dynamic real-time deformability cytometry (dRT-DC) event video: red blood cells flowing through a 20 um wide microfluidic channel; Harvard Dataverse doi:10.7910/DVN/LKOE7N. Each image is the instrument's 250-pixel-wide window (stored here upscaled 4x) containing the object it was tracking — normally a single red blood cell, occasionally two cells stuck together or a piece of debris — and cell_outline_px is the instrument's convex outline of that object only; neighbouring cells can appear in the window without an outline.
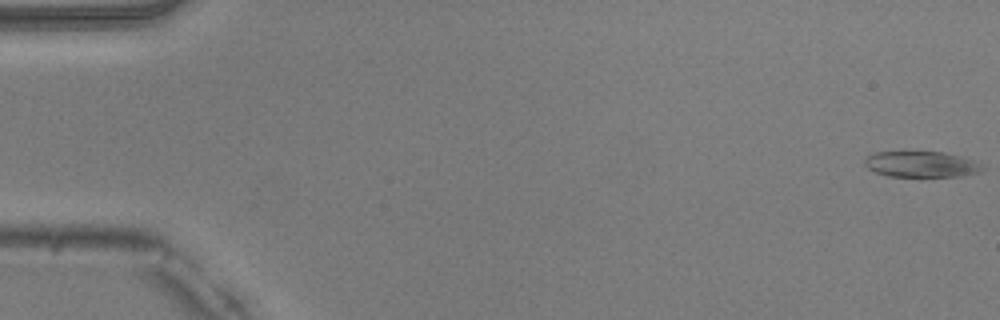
{"species": "common noctule bat (a hibernating species)", "species_latin": "Nyctalus noctula", "temperature_condition": "warm", "stored_images_in_passage": 51, "camera_frame_rate_fps": 3000, "um_per_image_px": 0.085, "animal": {"sex": "male", "body_mass_g": 20.5, "forearm_length_mm": 52.5}, "frame": {"image": 1, "passage_image": 1, "time_ms": 0.0, "image_size_px": [1000, 320], "cell_outline_px": [[984, 168], [980, 172], [960, 176], [888, 176], [876, 172], [868, 168], [864, 164], [864, 160], [872, 152], [944, 152], [960, 156], [984, 164]], "centroid_in_image_um": [78.32, 13.96], "position_along_channel_um": 6.7, "area_um2": 17.69}}
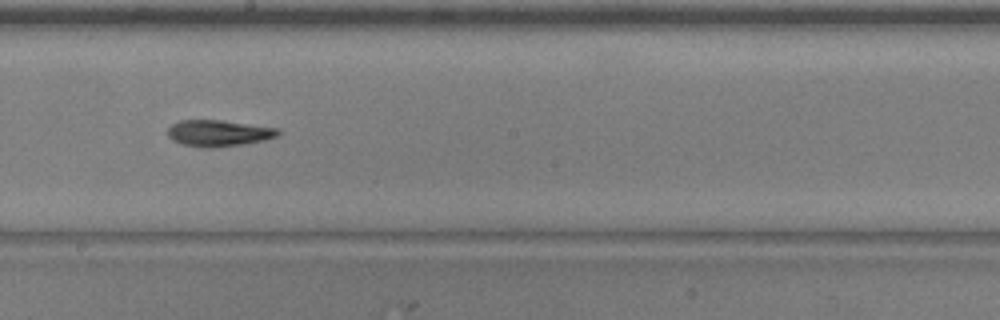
{"frame": {"image": 2, "passage_image": 29, "time_ms": 9.333, "image_size_px": [1000, 320], "cell_outline_px": [[280, 136], [264, 140], [244, 144], [212, 148], [200, 148], [184, 144], [172, 140], [168, 136], [168, 128], [172, 124], [180, 120], [220, 120], [280, 128]], "centroid_in_image_um": [18.61, 11.32], "position_along_channel_um": 229.6, "area_um2": 17.11}}
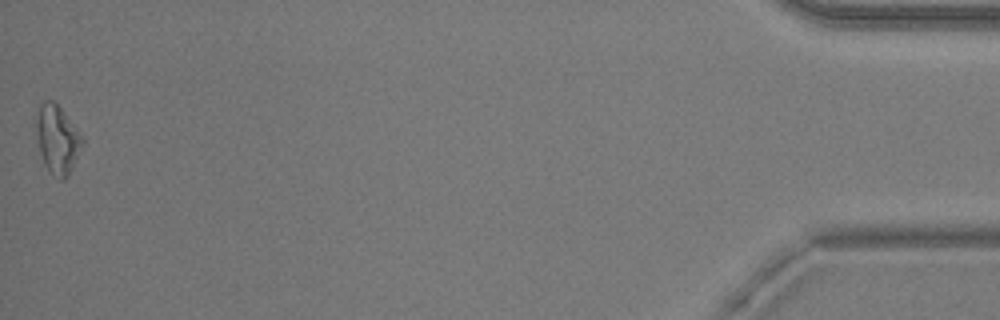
{"frame": {"image": 3, "passage_image": 51, "time_ms": 16.667, "image_size_px": [1000, 320], "cell_outline_px": [[84, 144], [68, 176], [64, 180], [60, 180], [44, 164], [40, 148], [36, 128], [36, 120], [40, 104], [44, 100], [52, 100], [60, 108], [84, 140]], "centroid_in_image_um": [4.89, 11.86], "position_along_channel_um": 430.3, "area_um2": 17.74}, "authors_computed_cell_mechanics": {"area_um2": 17.2244, "velocity_mm_per_s": 4.0234, "shape_relaxation_time_tau1_ms": null, "shape_relaxation_time_tau2_ms": 10.1113, "deformation_change_tau1": null, "deformation_change_tau2": 0.228}}